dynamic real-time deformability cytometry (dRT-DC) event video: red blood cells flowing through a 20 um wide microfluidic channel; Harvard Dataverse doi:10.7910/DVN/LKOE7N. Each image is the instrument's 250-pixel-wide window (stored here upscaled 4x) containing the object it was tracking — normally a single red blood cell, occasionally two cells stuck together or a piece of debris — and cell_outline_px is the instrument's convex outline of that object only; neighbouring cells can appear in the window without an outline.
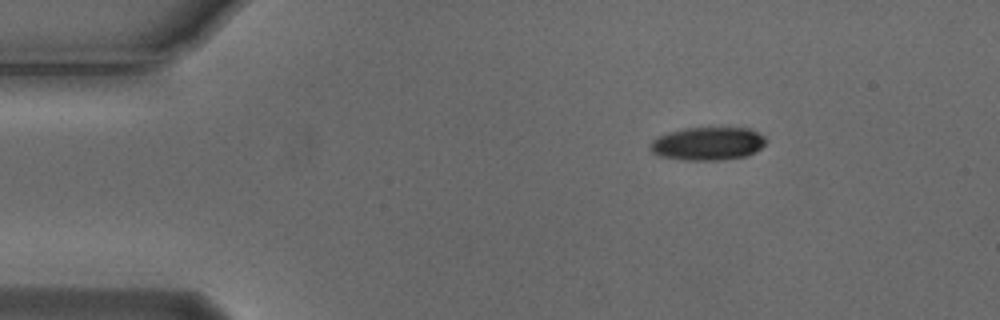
{"species": "Egyptian fruit bat (a non-hibernating species)", "species_latin": "Rousettus aegyptiacus", "temperature_condition": "cold", "stored_images_in_passage": 48, "camera_frame_rate_fps": 3000, "um_per_image_px": 0.085, "animal": {"sex": "male"}, "frame": {"image": 1, "passage_image": 1, "time_ms": 0.0, "image_size_px": [1000, 320], "cell_outline_px": [[768, 140], [756, 152], [748, 156], [720, 160], [684, 160], [660, 156], [652, 152], [648, 148], [652, 140], [668, 132], [684, 128], [748, 128], [764, 136]], "centroid_in_image_um": [60.16, 12.22], "position_along_channel_um": 24.8, "area_um2": 22.43}}
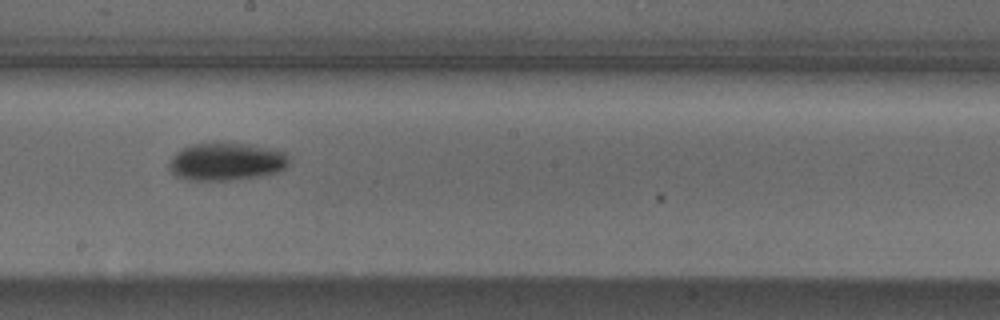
{"frame": {"image": 2, "passage_image": 23, "time_ms": 7.333, "image_size_px": [1000, 320], "cell_outline_px": [[288, 164], [284, 168], [276, 172], [256, 176], [228, 180], [188, 180], [176, 176], [168, 168], [168, 164], [172, 156], [176, 152], [192, 144], [216, 140], [252, 144], [284, 152], [288, 156]], "centroid_in_image_um": [19.18, 13.69], "position_along_channel_um": 229.0, "area_um2": 26.76}}
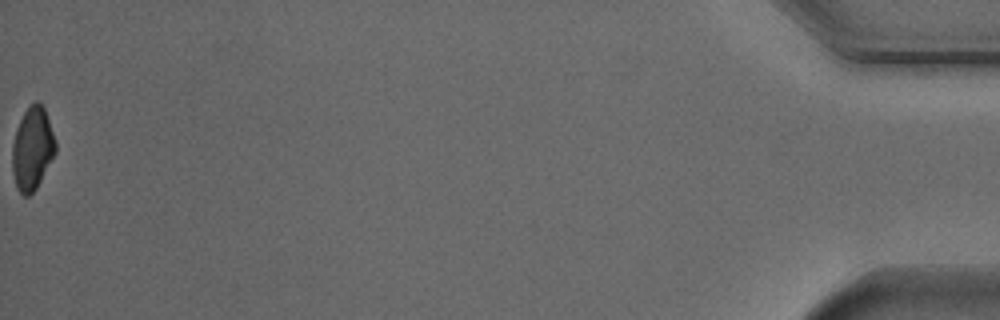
{"frame": {"image": 3, "passage_image": 48, "time_ms": 15.667, "image_size_px": [1000, 320], "cell_outline_px": [[56, 152], [36, 188], [28, 196], [24, 196], [16, 188], [12, 172], [12, 144], [16, 128], [28, 104], [36, 100], [44, 108], [56, 140]], "centroid_in_image_um": [2.73, 12.61], "position_along_channel_um": 432.5, "area_um2": 20.98}, "authors_computed_cell_mechanics": {"area_um2": 23.9581, "velocity_mm_per_s": 3.7259, "shape_relaxation_time_tau1_ms": 3.4891, "shape_relaxation_time_tau2_ms": null, "deformation_change_tau1": 0.1311, "deformation_change_tau2": null}}